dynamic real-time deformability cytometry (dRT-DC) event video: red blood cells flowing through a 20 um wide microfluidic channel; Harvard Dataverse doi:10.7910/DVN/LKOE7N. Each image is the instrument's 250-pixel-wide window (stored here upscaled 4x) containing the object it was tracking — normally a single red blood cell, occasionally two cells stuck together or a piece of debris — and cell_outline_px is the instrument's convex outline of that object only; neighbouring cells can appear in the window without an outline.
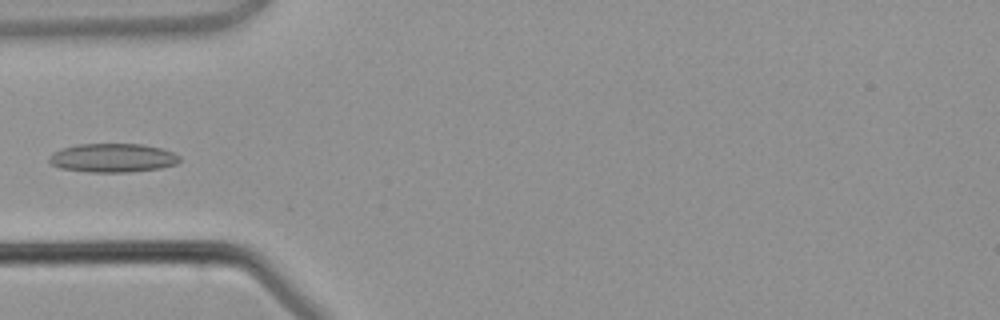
{"species": "common noctule bat (a hibernating species)", "species_latin": "Nyctalus noctula", "temperature_condition": "warm", "stored_images_in_passage": 1, "camera_frame_rate_fps": 3000, "um_per_image_px": 0.085, "animal": {"sex": "male", "body_mass_g": 21.5, "forearm_length_mm": 52.0}, "frame": {"image": 1, "passage_image": 1, "time_ms": 0.0, "image_size_px": [1000, 320], "cell_outline_px": [[180, 160], [176, 164], [160, 168], [128, 172], [88, 172], [60, 168], [52, 164], [48, 160], [48, 156], [52, 152], [76, 144], [140, 144], [160, 148], [172, 152], [180, 156]], "centroid_in_image_um": [9.55, 13.42], "position_along_channel_um": 75.4, "area_um2": 21.85}}